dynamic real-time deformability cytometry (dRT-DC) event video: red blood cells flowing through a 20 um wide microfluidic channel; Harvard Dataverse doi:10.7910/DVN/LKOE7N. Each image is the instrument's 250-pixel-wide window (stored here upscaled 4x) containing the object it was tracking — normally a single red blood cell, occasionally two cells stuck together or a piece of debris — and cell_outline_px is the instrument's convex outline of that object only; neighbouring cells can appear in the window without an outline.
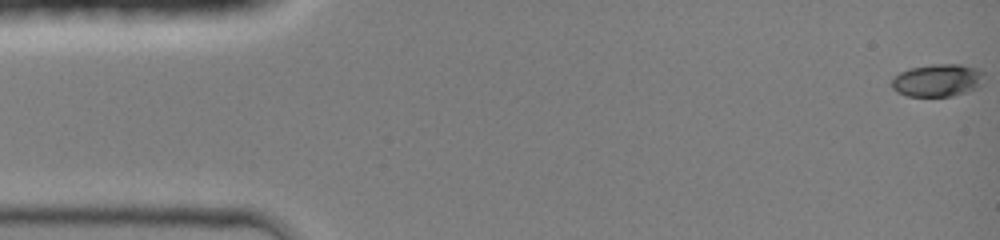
{"species": "common noctule bat (a hibernating species)", "species_latin": "Nyctalus noctula", "temperature_condition": "room temperature", "stored_images_in_passage": 45, "camera_frame_rate_fps": 3000, "um_per_image_px": 0.085, "animal": {"sex": "female", "body_mass_g": 19.0, "forearm_length_mm": 51.5}, "frame": {"image": 1, "passage_image": 1, "time_ms": 0.0, "image_size_px": [1000, 240], "cell_outline_px": [[984, 84], [980, 88], [952, 96], [908, 96], [896, 92], [892, 88], [892, 80], [900, 72], [908, 68], [932, 64], [960, 64], [980, 68], [984, 72]], "centroid_in_image_um": [79.76, 6.82], "position_along_channel_um": 5.2, "area_um2": 17.98}}
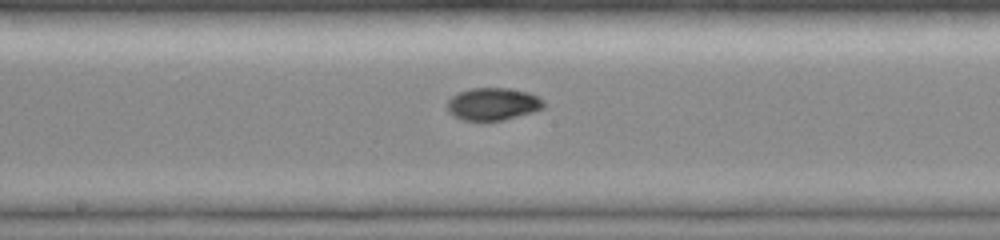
{"frame": {"image": 2, "passage_image": 24, "time_ms": 7.667, "image_size_px": [1000, 240], "cell_outline_px": [[548, 104], [544, 108], [532, 112], [504, 120], [464, 120], [452, 116], [448, 112], [448, 100], [452, 96], [460, 92], [472, 88], [508, 88], [528, 92], [544, 100]], "centroid_in_image_um": [41.93, 8.84], "position_along_channel_um": 206.3, "area_um2": 18.26}}
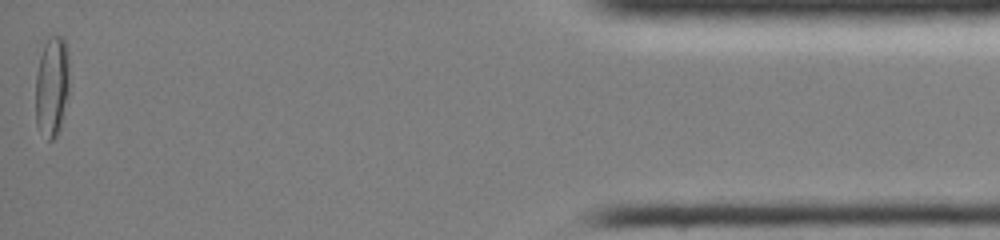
{"frame": {"image": 3, "passage_image": 45, "time_ms": 14.667, "image_size_px": [1000, 240], "cell_outline_px": [[68, 92], [60, 128], [56, 136], [52, 140], [48, 140], [36, 124], [36, 72], [40, 56], [44, 44], [48, 36], [64, 36], [68, 48]], "centroid_in_image_um": [4.41, 7.29], "position_along_channel_um": 430.8, "area_um2": 19.83}, "authors_computed_cell_mechanics": {"area_um2": 17.9758, "velocity_mm_per_s": 4.312, "shape_relaxation_time_tau1_ms": 6.2892, "shape_relaxation_time_tau2_ms": 2.3929, "deformation_change_tau1": 0.2205, "deformation_change_tau2": 0.0331}}